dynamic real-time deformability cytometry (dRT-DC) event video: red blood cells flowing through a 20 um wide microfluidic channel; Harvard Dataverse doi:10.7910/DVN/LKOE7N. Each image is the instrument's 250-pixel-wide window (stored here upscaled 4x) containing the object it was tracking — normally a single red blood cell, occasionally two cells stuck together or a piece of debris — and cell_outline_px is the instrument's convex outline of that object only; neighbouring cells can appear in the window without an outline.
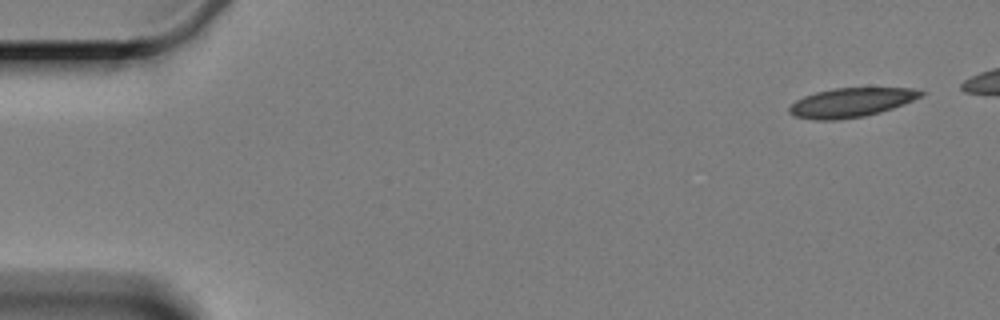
{"species": "Egyptian fruit bat (a non-hibernating species)", "species_latin": "Rousettus aegyptiacus", "temperature_condition": "cold", "stored_images_in_passage": 5, "camera_frame_rate_fps": 3000, "um_per_image_px": 0.085, "animal": {"sex": "female"}, "frame": {"image": 1, "passage_image": 1, "time_ms": 0.0, "image_size_px": [1000, 320], "cell_outline_px": [[924, 92], [920, 96], [912, 100], [892, 108], [880, 112], [864, 116], [836, 120], [812, 120], [792, 116], [788, 112], [788, 108], [796, 100], [804, 96], [816, 92], [832, 88], [912, 88]], "centroid_in_image_um": [72.26, 8.72], "position_along_channel_um": 12.7, "area_um2": 22.25}}